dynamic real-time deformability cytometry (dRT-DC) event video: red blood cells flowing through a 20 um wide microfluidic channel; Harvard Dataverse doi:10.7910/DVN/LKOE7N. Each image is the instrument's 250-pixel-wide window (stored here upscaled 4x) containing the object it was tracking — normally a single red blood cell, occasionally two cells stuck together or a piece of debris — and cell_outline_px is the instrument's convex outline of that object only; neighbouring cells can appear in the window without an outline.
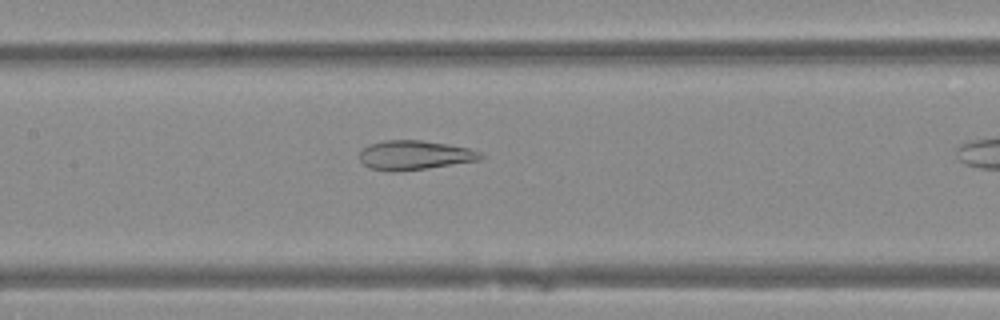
{"species": "Egyptian fruit bat (a non-hibernating species)", "species_latin": "Rousettus aegyptiacus", "temperature_condition": "warm", "stored_images_in_passage": 35, "camera_frame_rate_fps": 3000, "um_per_image_px": 0.085, "animal": {"sex": "female"}, "frame": {"image": 1, "passage_image": 19, "time_ms": 6.0, "image_size_px": [1000, 320], "cell_outline_px": [[484, 156], [480, 160], [428, 168], [396, 172], [388, 172], [368, 168], [360, 160], [360, 152], [364, 148], [372, 144], [384, 140], [420, 140], [448, 144], [468, 148], [480, 152]], "centroid_in_image_um": [35.23, 13.2], "position_along_channel_um": 172.2, "area_um2": 20.69}}
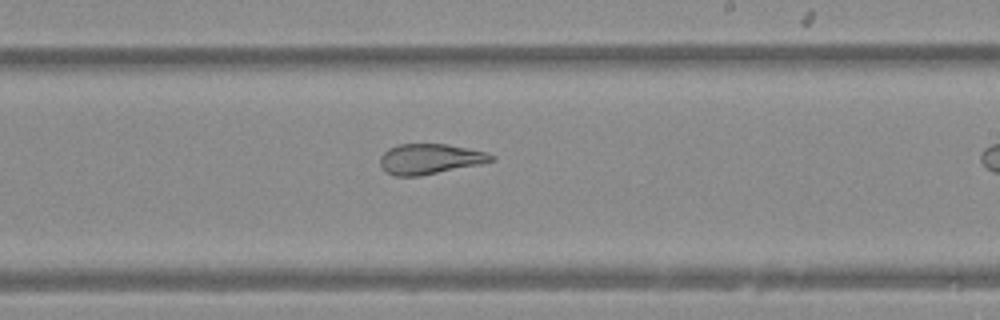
{"frame": {"image": 2, "passage_image": 25, "time_ms": 8.0, "image_size_px": [1000, 320], "cell_outline_px": [[496, 160], [480, 164], [420, 176], [396, 176], [384, 172], [380, 164], [380, 156], [388, 148], [400, 144], [448, 144], [488, 152], [496, 156]], "centroid_in_image_um": [36.55, 13.51], "position_along_channel_um": 252.4, "area_um2": 19.83}}
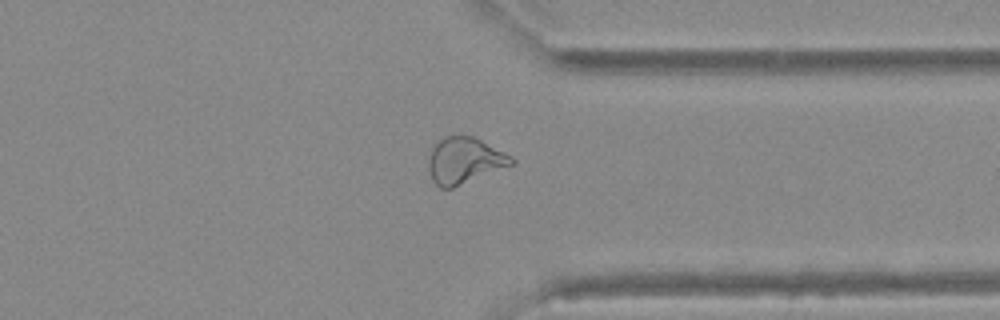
{"frame": {"image": 3, "passage_image": 34, "time_ms": 11.0, "image_size_px": [1000, 320], "cell_outline_px": [[516, 164], [452, 188], [440, 188], [432, 180], [428, 168], [428, 160], [432, 144], [436, 140], [444, 136], [472, 136], [512, 156], [516, 160]], "centroid_in_image_um": [39.47, 13.65], "position_along_channel_um": 371.9, "area_um2": 22.6}}